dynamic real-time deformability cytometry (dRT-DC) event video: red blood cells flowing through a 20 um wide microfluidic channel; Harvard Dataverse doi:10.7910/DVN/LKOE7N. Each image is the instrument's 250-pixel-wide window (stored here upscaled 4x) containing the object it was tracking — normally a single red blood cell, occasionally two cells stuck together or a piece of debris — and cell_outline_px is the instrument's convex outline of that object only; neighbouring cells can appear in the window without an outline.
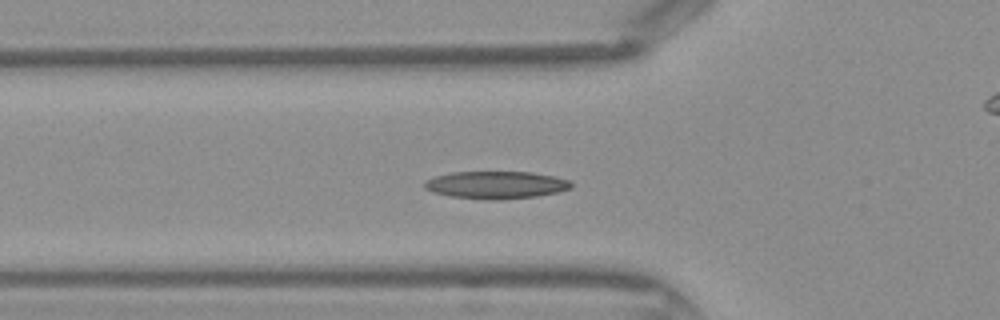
{"species": "Egyptian fruit bat (a non-hibernating species)", "species_latin": "Rousettus aegyptiacus", "temperature_condition": "warm", "stored_images_in_passage": 41, "camera_frame_rate_fps": 3000, "um_per_image_px": 0.085, "frame": {"image": 1, "passage_image": 11, "time_ms": 3.333, "image_size_px": [1000, 320], "cell_outline_px": [[572, 188], [560, 192], [536, 196], [496, 200], [484, 200], [452, 196], [432, 192], [424, 188], [424, 180], [436, 176], [452, 172], [532, 172], [552, 176], [568, 180], [572, 184]], "centroid_in_image_um": [42.15, 15.72], "position_along_channel_um": 83.7, "area_um2": 23.52}}
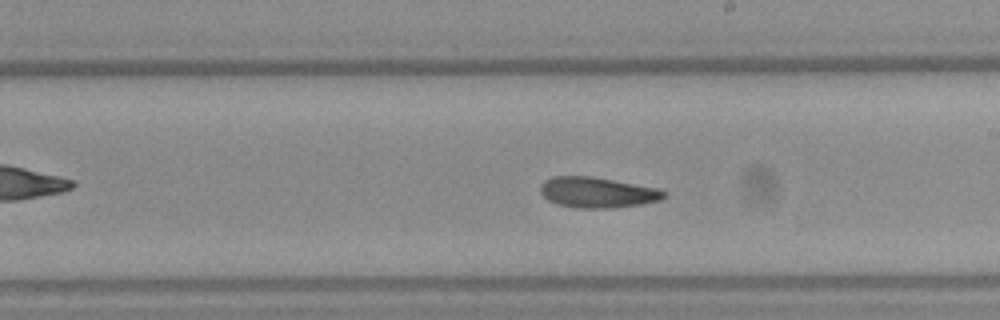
{"frame": {"image": 2, "passage_image": 21, "time_ms": 6.667, "image_size_px": [1000, 320], "cell_outline_px": [[668, 192], [660, 200], [640, 204], [612, 208], [580, 208], [556, 204], [548, 200], [540, 192], [540, 184], [544, 180], [552, 176], [592, 176], [660, 188]], "centroid_in_image_um": [50.77, 16.34], "position_along_channel_um": 238.2, "area_um2": 22.2}}
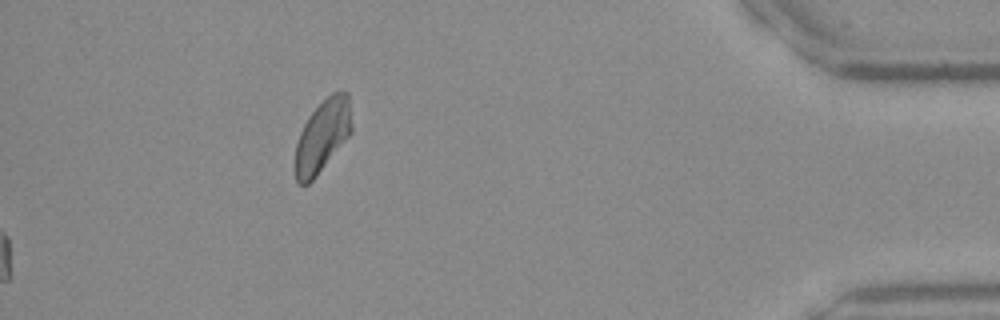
{"frame": {"image": 3, "passage_image": 41, "time_ms": 13.333, "image_size_px": [1000, 320], "cell_outline_px": [[352, 132], [316, 176], [308, 184], [300, 184], [296, 180], [296, 144], [300, 132], [308, 116], [332, 92], [340, 88], [348, 92], [352, 124]], "centroid_in_image_um": [27.44, 11.5], "position_along_channel_um": 407.8, "area_um2": 23.64}}